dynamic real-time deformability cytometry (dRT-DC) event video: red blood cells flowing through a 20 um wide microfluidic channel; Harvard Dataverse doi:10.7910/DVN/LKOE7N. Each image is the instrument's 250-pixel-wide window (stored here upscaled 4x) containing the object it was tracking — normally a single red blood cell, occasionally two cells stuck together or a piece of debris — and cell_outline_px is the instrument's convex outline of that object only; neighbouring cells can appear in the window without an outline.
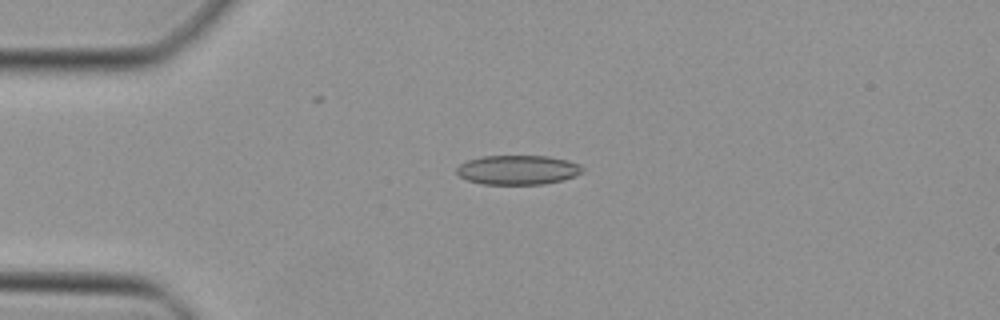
{"species": "Egyptian fruit bat (a non-hibernating species)", "species_latin": "Rousettus aegyptiacus", "temperature_condition": "cold", "stored_images_in_passage": 47, "camera_frame_rate_fps": 3000, "um_per_image_px": 0.085, "animal": {"sex": "female"}, "frame": {"image": 1, "passage_image": 11, "time_ms": 3.333, "image_size_px": [1000, 320], "cell_outline_px": [[584, 172], [576, 176], [564, 180], [544, 184], [484, 184], [468, 180], [460, 176], [456, 172], [456, 168], [460, 164], [468, 160], [484, 156], [548, 156], [568, 160], [580, 164], [584, 168]], "centroid_in_image_um": [44.07, 14.44], "position_along_channel_um": 40.9, "area_um2": 21.68}}
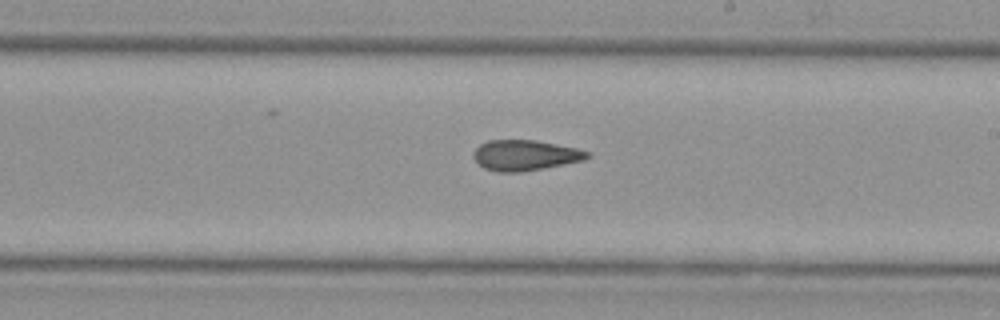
{"frame": {"image": 2, "passage_image": 27, "time_ms": 8.667, "image_size_px": [1000, 320], "cell_outline_px": [[592, 156], [584, 160], [564, 164], [520, 172], [496, 172], [484, 168], [472, 156], [472, 152], [480, 144], [488, 140], [536, 140], [576, 148], [592, 152]], "centroid_in_image_um": [44.64, 13.19], "position_along_channel_um": 244.4, "area_um2": 20.29}}
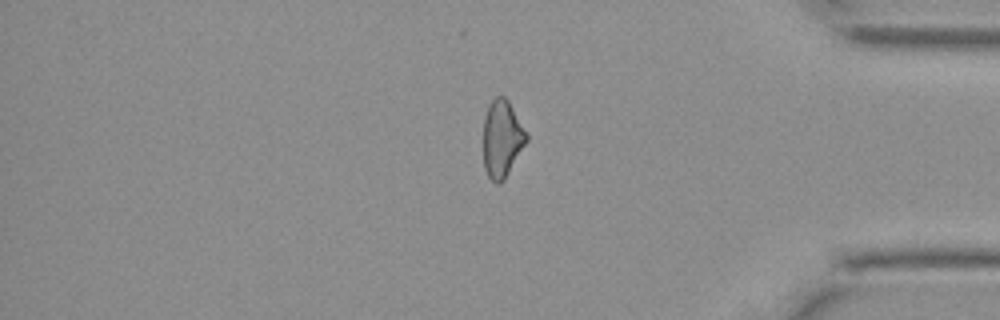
{"frame": {"image": 3, "passage_image": 39, "time_ms": 12.667, "image_size_px": [1000, 320], "cell_outline_px": [[528, 140], [504, 180], [500, 184], [496, 184], [488, 176], [484, 168], [484, 116], [492, 100], [496, 96], [504, 96], [508, 100], [528, 132]], "centroid_in_image_um": [42.69, 11.8], "position_along_channel_um": 392.5, "area_um2": 19.48}}